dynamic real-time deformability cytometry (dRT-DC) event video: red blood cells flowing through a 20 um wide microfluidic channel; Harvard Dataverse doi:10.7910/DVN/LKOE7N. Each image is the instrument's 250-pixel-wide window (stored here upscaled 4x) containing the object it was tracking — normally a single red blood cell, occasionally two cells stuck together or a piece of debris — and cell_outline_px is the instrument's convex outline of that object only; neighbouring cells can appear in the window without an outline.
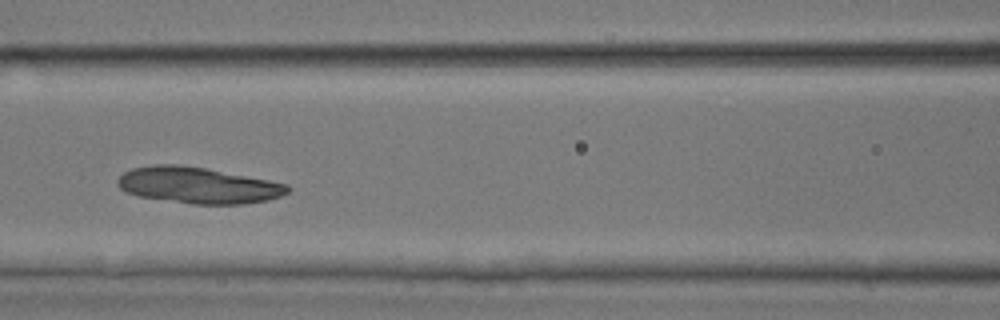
{"species": "common noctule bat (a hibernating species)", "species_latin": "Nyctalus noctula", "temperature_condition": "room temperature", "stored_images_in_passage": 39, "camera_frame_rate_fps": 3000, "um_per_image_px": 0.085, "animal": {"sex": "male", "body_mass_g": 17.9, "forearm_length_mm": 54.2}, "frame": {"image": 1, "passage_image": 15, "time_ms": 4.667, "image_size_px": [1000, 320], "cell_outline_px": [[292, 188], [288, 192], [280, 196], [268, 200], [244, 204], [192, 204], [140, 196], [128, 192], [120, 188], [116, 180], [124, 172], [132, 168], [152, 164], [176, 164], [204, 168], [268, 180], [288, 184]], "centroid_in_image_um": [16.84, 15.75], "position_along_channel_um": 149.8, "area_um2": 35.66}}
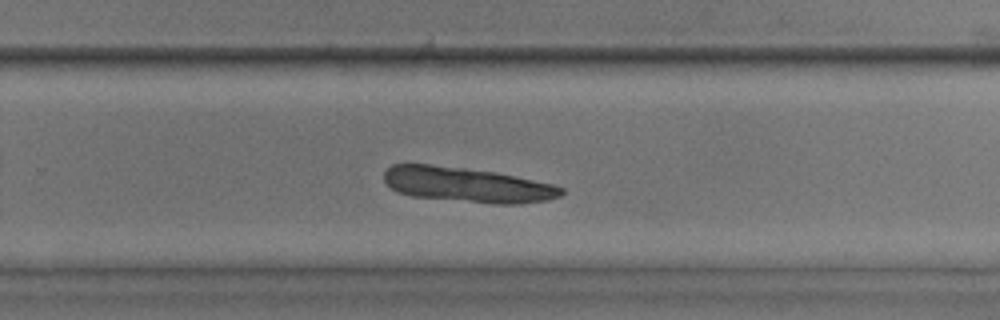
{"frame": {"image": 2, "passage_image": 24, "time_ms": 7.667, "image_size_px": [1000, 320], "cell_outline_px": [[564, 192], [560, 196], [548, 200], [520, 204], [492, 204], [412, 196], [396, 192], [384, 180], [384, 172], [392, 164], [428, 164], [464, 168], [496, 172], [556, 184], [564, 188]], "centroid_in_image_um": [39.75, 15.71], "position_along_channel_um": 290.0, "area_um2": 36.3}}
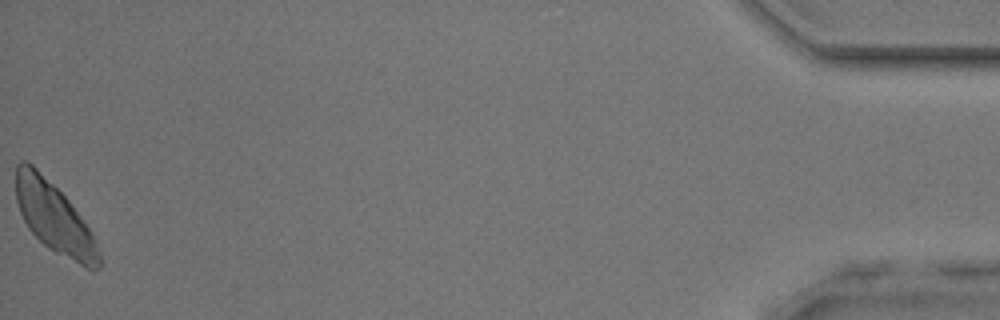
{"frame": {"image": 3, "passage_image": 39, "time_ms": 12.667, "image_size_px": [1000, 320], "cell_outline_px": [[100, 268], [88, 268], [48, 248], [28, 228], [20, 212], [16, 200], [16, 164], [20, 160], [28, 160], [68, 200], [80, 216], [88, 228], [100, 252]], "centroid_in_image_um": [4.56, 18.48], "position_along_channel_um": 430.6, "area_um2": 33.23}}